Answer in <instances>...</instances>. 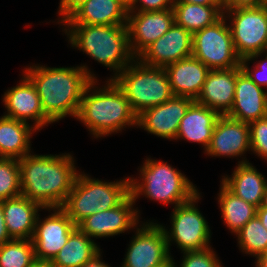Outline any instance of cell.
I'll return each mask as SVG.
<instances>
[{
	"label": "cell",
	"instance_id": "1",
	"mask_svg": "<svg viewBox=\"0 0 267 267\" xmlns=\"http://www.w3.org/2000/svg\"><path fill=\"white\" fill-rule=\"evenodd\" d=\"M72 156L29 153L18 159L21 195L45 210L62 207L79 173Z\"/></svg>",
	"mask_w": 267,
	"mask_h": 267
},
{
	"label": "cell",
	"instance_id": "2",
	"mask_svg": "<svg viewBox=\"0 0 267 267\" xmlns=\"http://www.w3.org/2000/svg\"><path fill=\"white\" fill-rule=\"evenodd\" d=\"M23 73L36 87L44 114L53 123L68 115L76 118L85 89L97 80L86 65L51 68L35 64Z\"/></svg>",
	"mask_w": 267,
	"mask_h": 267
},
{
	"label": "cell",
	"instance_id": "3",
	"mask_svg": "<svg viewBox=\"0 0 267 267\" xmlns=\"http://www.w3.org/2000/svg\"><path fill=\"white\" fill-rule=\"evenodd\" d=\"M106 82L102 88L96 87L98 80L90 82L76 116L94 138L117 134L126 126H137V114L122 89L114 80Z\"/></svg>",
	"mask_w": 267,
	"mask_h": 267
},
{
	"label": "cell",
	"instance_id": "4",
	"mask_svg": "<svg viewBox=\"0 0 267 267\" xmlns=\"http://www.w3.org/2000/svg\"><path fill=\"white\" fill-rule=\"evenodd\" d=\"M72 47L113 70V80L136 57L131 52L127 25L62 24Z\"/></svg>",
	"mask_w": 267,
	"mask_h": 267
},
{
	"label": "cell",
	"instance_id": "5",
	"mask_svg": "<svg viewBox=\"0 0 267 267\" xmlns=\"http://www.w3.org/2000/svg\"><path fill=\"white\" fill-rule=\"evenodd\" d=\"M139 173L140 180L130 177V195L134 202L143 195L176 207L189 201L199 191L186 175L174 169L167 161L147 158Z\"/></svg>",
	"mask_w": 267,
	"mask_h": 267
},
{
	"label": "cell",
	"instance_id": "6",
	"mask_svg": "<svg viewBox=\"0 0 267 267\" xmlns=\"http://www.w3.org/2000/svg\"><path fill=\"white\" fill-rule=\"evenodd\" d=\"M130 195V177L115 182L92 179L79 172L61 207L77 226L86 217L120 205Z\"/></svg>",
	"mask_w": 267,
	"mask_h": 267
},
{
	"label": "cell",
	"instance_id": "7",
	"mask_svg": "<svg viewBox=\"0 0 267 267\" xmlns=\"http://www.w3.org/2000/svg\"><path fill=\"white\" fill-rule=\"evenodd\" d=\"M113 80L122 89L137 115L174 96L165 68L145 65L137 58Z\"/></svg>",
	"mask_w": 267,
	"mask_h": 267
},
{
	"label": "cell",
	"instance_id": "8",
	"mask_svg": "<svg viewBox=\"0 0 267 267\" xmlns=\"http://www.w3.org/2000/svg\"><path fill=\"white\" fill-rule=\"evenodd\" d=\"M223 15L230 20L228 24L236 54L241 59H258L267 47V4L224 9Z\"/></svg>",
	"mask_w": 267,
	"mask_h": 267
},
{
	"label": "cell",
	"instance_id": "9",
	"mask_svg": "<svg viewBox=\"0 0 267 267\" xmlns=\"http://www.w3.org/2000/svg\"><path fill=\"white\" fill-rule=\"evenodd\" d=\"M200 194L198 192L186 203L173 208L170 231L163 226L169 253L173 241L182 251L181 253L203 250L211 246L210 227L196 206L200 200Z\"/></svg>",
	"mask_w": 267,
	"mask_h": 267
},
{
	"label": "cell",
	"instance_id": "10",
	"mask_svg": "<svg viewBox=\"0 0 267 267\" xmlns=\"http://www.w3.org/2000/svg\"><path fill=\"white\" fill-rule=\"evenodd\" d=\"M192 56L210 70L241 67L232 33L224 15L214 24L193 34Z\"/></svg>",
	"mask_w": 267,
	"mask_h": 267
},
{
	"label": "cell",
	"instance_id": "11",
	"mask_svg": "<svg viewBox=\"0 0 267 267\" xmlns=\"http://www.w3.org/2000/svg\"><path fill=\"white\" fill-rule=\"evenodd\" d=\"M142 224L136 227L121 267H161L173 258L163 226L152 221Z\"/></svg>",
	"mask_w": 267,
	"mask_h": 267
},
{
	"label": "cell",
	"instance_id": "12",
	"mask_svg": "<svg viewBox=\"0 0 267 267\" xmlns=\"http://www.w3.org/2000/svg\"><path fill=\"white\" fill-rule=\"evenodd\" d=\"M47 210L49 212L53 210V213L43 220L38 214L31 239L38 262H50L77 228L61 207L47 208Z\"/></svg>",
	"mask_w": 267,
	"mask_h": 267
},
{
	"label": "cell",
	"instance_id": "13",
	"mask_svg": "<svg viewBox=\"0 0 267 267\" xmlns=\"http://www.w3.org/2000/svg\"><path fill=\"white\" fill-rule=\"evenodd\" d=\"M135 204L132 196L129 195L117 207L96 212L82 220L77 227L92 240L93 237L105 238L136 229L139 224L140 211L133 208Z\"/></svg>",
	"mask_w": 267,
	"mask_h": 267
},
{
	"label": "cell",
	"instance_id": "14",
	"mask_svg": "<svg viewBox=\"0 0 267 267\" xmlns=\"http://www.w3.org/2000/svg\"><path fill=\"white\" fill-rule=\"evenodd\" d=\"M175 23L173 8L162 11H128L127 28L131 52L137 58Z\"/></svg>",
	"mask_w": 267,
	"mask_h": 267
},
{
	"label": "cell",
	"instance_id": "15",
	"mask_svg": "<svg viewBox=\"0 0 267 267\" xmlns=\"http://www.w3.org/2000/svg\"><path fill=\"white\" fill-rule=\"evenodd\" d=\"M193 99L173 96L163 104L147 108L137 115V128L160 138L175 140L180 122Z\"/></svg>",
	"mask_w": 267,
	"mask_h": 267
},
{
	"label": "cell",
	"instance_id": "16",
	"mask_svg": "<svg viewBox=\"0 0 267 267\" xmlns=\"http://www.w3.org/2000/svg\"><path fill=\"white\" fill-rule=\"evenodd\" d=\"M22 76L19 84L8 89L3 95V103L7 110L4 116L25 123H29L27 122L29 120H34L33 127L39 131L53 122L44 114L40 97L34 84L24 73Z\"/></svg>",
	"mask_w": 267,
	"mask_h": 267
},
{
	"label": "cell",
	"instance_id": "17",
	"mask_svg": "<svg viewBox=\"0 0 267 267\" xmlns=\"http://www.w3.org/2000/svg\"><path fill=\"white\" fill-rule=\"evenodd\" d=\"M193 35L175 23L159 39L149 45L138 57L148 66L165 68L181 59L192 56Z\"/></svg>",
	"mask_w": 267,
	"mask_h": 267
},
{
	"label": "cell",
	"instance_id": "18",
	"mask_svg": "<svg viewBox=\"0 0 267 267\" xmlns=\"http://www.w3.org/2000/svg\"><path fill=\"white\" fill-rule=\"evenodd\" d=\"M249 123L220 115L205 154L214 157H241L250 151Z\"/></svg>",
	"mask_w": 267,
	"mask_h": 267
},
{
	"label": "cell",
	"instance_id": "19",
	"mask_svg": "<svg viewBox=\"0 0 267 267\" xmlns=\"http://www.w3.org/2000/svg\"><path fill=\"white\" fill-rule=\"evenodd\" d=\"M263 89L237 67L234 103L226 115L245 123L267 116V91Z\"/></svg>",
	"mask_w": 267,
	"mask_h": 267
},
{
	"label": "cell",
	"instance_id": "20",
	"mask_svg": "<svg viewBox=\"0 0 267 267\" xmlns=\"http://www.w3.org/2000/svg\"><path fill=\"white\" fill-rule=\"evenodd\" d=\"M236 77L237 67L210 70L196 102L217 111L220 115H226L234 103Z\"/></svg>",
	"mask_w": 267,
	"mask_h": 267
},
{
	"label": "cell",
	"instance_id": "21",
	"mask_svg": "<svg viewBox=\"0 0 267 267\" xmlns=\"http://www.w3.org/2000/svg\"><path fill=\"white\" fill-rule=\"evenodd\" d=\"M174 96L196 101L210 69L194 56L181 59L165 67Z\"/></svg>",
	"mask_w": 267,
	"mask_h": 267
},
{
	"label": "cell",
	"instance_id": "22",
	"mask_svg": "<svg viewBox=\"0 0 267 267\" xmlns=\"http://www.w3.org/2000/svg\"><path fill=\"white\" fill-rule=\"evenodd\" d=\"M127 18L122 0H87L63 24L127 25Z\"/></svg>",
	"mask_w": 267,
	"mask_h": 267
},
{
	"label": "cell",
	"instance_id": "23",
	"mask_svg": "<svg viewBox=\"0 0 267 267\" xmlns=\"http://www.w3.org/2000/svg\"><path fill=\"white\" fill-rule=\"evenodd\" d=\"M238 161L232 176H222V182L232 193L259 208L267 189V180L248 160Z\"/></svg>",
	"mask_w": 267,
	"mask_h": 267
},
{
	"label": "cell",
	"instance_id": "24",
	"mask_svg": "<svg viewBox=\"0 0 267 267\" xmlns=\"http://www.w3.org/2000/svg\"><path fill=\"white\" fill-rule=\"evenodd\" d=\"M43 208L20 195L3 200L4 220L12 239H32L38 212Z\"/></svg>",
	"mask_w": 267,
	"mask_h": 267
},
{
	"label": "cell",
	"instance_id": "25",
	"mask_svg": "<svg viewBox=\"0 0 267 267\" xmlns=\"http://www.w3.org/2000/svg\"><path fill=\"white\" fill-rule=\"evenodd\" d=\"M220 114L194 101L182 118L177 132V139H184L203 145L206 150Z\"/></svg>",
	"mask_w": 267,
	"mask_h": 267
},
{
	"label": "cell",
	"instance_id": "26",
	"mask_svg": "<svg viewBox=\"0 0 267 267\" xmlns=\"http://www.w3.org/2000/svg\"><path fill=\"white\" fill-rule=\"evenodd\" d=\"M35 131L31 124L1 116L0 157L20 159L32 152L30 139Z\"/></svg>",
	"mask_w": 267,
	"mask_h": 267
},
{
	"label": "cell",
	"instance_id": "27",
	"mask_svg": "<svg viewBox=\"0 0 267 267\" xmlns=\"http://www.w3.org/2000/svg\"><path fill=\"white\" fill-rule=\"evenodd\" d=\"M101 252L100 247L78 227L49 262L53 267H81Z\"/></svg>",
	"mask_w": 267,
	"mask_h": 267
},
{
	"label": "cell",
	"instance_id": "28",
	"mask_svg": "<svg viewBox=\"0 0 267 267\" xmlns=\"http://www.w3.org/2000/svg\"><path fill=\"white\" fill-rule=\"evenodd\" d=\"M175 24L188 30L192 35L214 24L223 16L220 5H199L173 2Z\"/></svg>",
	"mask_w": 267,
	"mask_h": 267
},
{
	"label": "cell",
	"instance_id": "29",
	"mask_svg": "<svg viewBox=\"0 0 267 267\" xmlns=\"http://www.w3.org/2000/svg\"><path fill=\"white\" fill-rule=\"evenodd\" d=\"M218 193V204L227 228L236 234L249 220L254 218L257 207L232 193L222 182Z\"/></svg>",
	"mask_w": 267,
	"mask_h": 267
},
{
	"label": "cell",
	"instance_id": "30",
	"mask_svg": "<svg viewBox=\"0 0 267 267\" xmlns=\"http://www.w3.org/2000/svg\"><path fill=\"white\" fill-rule=\"evenodd\" d=\"M36 262L31 239H12L0 246V267H32Z\"/></svg>",
	"mask_w": 267,
	"mask_h": 267
},
{
	"label": "cell",
	"instance_id": "31",
	"mask_svg": "<svg viewBox=\"0 0 267 267\" xmlns=\"http://www.w3.org/2000/svg\"><path fill=\"white\" fill-rule=\"evenodd\" d=\"M235 235L241 252L257 258L267 250V229L255 216L249 220Z\"/></svg>",
	"mask_w": 267,
	"mask_h": 267
},
{
	"label": "cell",
	"instance_id": "32",
	"mask_svg": "<svg viewBox=\"0 0 267 267\" xmlns=\"http://www.w3.org/2000/svg\"><path fill=\"white\" fill-rule=\"evenodd\" d=\"M21 195L19 161L0 157V201Z\"/></svg>",
	"mask_w": 267,
	"mask_h": 267
},
{
	"label": "cell",
	"instance_id": "33",
	"mask_svg": "<svg viewBox=\"0 0 267 267\" xmlns=\"http://www.w3.org/2000/svg\"><path fill=\"white\" fill-rule=\"evenodd\" d=\"M251 151L267 161V116L249 123Z\"/></svg>",
	"mask_w": 267,
	"mask_h": 267
},
{
	"label": "cell",
	"instance_id": "34",
	"mask_svg": "<svg viewBox=\"0 0 267 267\" xmlns=\"http://www.w3.org/2000/svg\"><path fill=\"white\" fill-rule=\"evenodd\" d=\"M183 254L180 267H223L211 246L203 250L184 252ZM173 262L174 267H177L174 259Z\"/></svg>",
	"mask_w": 267,
	"mask_h": 267
},
{
	"label": "cell",
	"instance_id": "35",
	"mask_svg": "<svg viewBox=\"0 0 267 267\" xmlns=\"http://www.w3.org/2000/svg\"><path fill=\"white\" fill-rule=\"evenodd\" d=\"M264 56H266L265 59L258 61L252 69L249 67L251 61L247 58L241 59L240 65L241 69L248 75V77L261 88H267V54Z\"/></svg>",
	"mask_w": 267,
	"mask_h": 267
},
{
	"label": "cell",
	"instance_id": "36",
	"mask_svg": "<svg viewBox=\"0 0 267 267\" xmlns=\"http://www.w3.org/2000/svg\"><path fill=\"white\" fill-rule=\"evenodd\" d=\"M173 5V0H131L127 4V9L128 11L139 12L162 11L172 8Z\"/></svg>",
	"mask_w": 267,
	"mask_h": 267
},
{
	"label": "cell",
	"instance_id": "37",
	"mask_svg": "<svg viewBox=\"0 0 267 267\" xmlns=\"http://www.w3.org/2000/svg\"><path fill=\"white\" fill-rule=\"evenodd\" d=\"M86 1L87 0H60L58 15L62 17L58 19V24H63Z\"/></svg>",
	"mask_w": 267,
	"mask_h": 267
},
{
	"label": "cell",
	"instance_id": "38",
	"mask_svg": "<svg viewBox=\"0 0 267 267\" xmlns=\"http://www.w3.org/2000/svg\"><path fill=\"white\" fill-rule=\"evenodd\" d=\"M267 4L265 0H228L224 9L257 7Z\"/></svg>",
	"mask_w": 267,
	"mask_h": 267
},
{
	"label": "cell",
	"instance_id": "39",
	"mask_svg": "<svg viewBox=\"0 0 267 267\" xmlns=\"http://www.w3.org/2000/svg\"><path fill=\"white\" fill-rule=\"evenodd\" d=\"M10 240H12V238L10 237L7 231L6 223L4 220L3 200H2L0 201V246Z\"/></svg>",
	"mask_w": 267,
	"mask_h": 267
},
{
	"label": "cell",
	"instance_id": "40",
	"mask_svg": "<svg viewBox=\"0 0 267 267\" xmlns=\"http://www.w3.org/2000/svg\"><path fill=\"white\" fill-rule=\"evenodd\" d=\"M100 252L97 256H95L91 261L87 262L81 267H111L108 264H105V262L102 261V256Z\"/></svg>",
	"mask_w": 267,
	"mask_h": 267
},
{
	"label": "cell",
	"instance_id": "41",
	"mask_svg": "<svg viewBox=\"0 0 267 267\" xmlns=\"http://www.w3.org/2000/svg\"><path fill=\"white\" fill-rule=\"evenodd\" d=\"M173 2L199 4V5H219L215 0H173Z\"/></svg>",
	"mask_w": 267,
	"mask_h": 267
},
{
	"label": "cell",
	"instance_id": "42",
	"mask_svg": "<svg viewBox=\"0 0 267 267\" xmlns=\"http://www.w3.org/2000/svg\"><path fill=\"white\" fill-rule=\"evenodd\" d=\"M256 216L260 219L261 224L267 229V208H257Z\"/></svg>",
	"mask_w": 267,
	"mask_h": 267
},
{
	"label": "cell",
	"instance_id": "43",
	"mask_svg": "<svg viewBox=\"0 0 267 267\" xmlns=\"http://www.w3.org/2000/svg\"><path fill=\"white\" fill-rule=\"evenodd\" d=\"M256 262L262 267H267V250L257 258Z\"/></svg>",
	"mask_w": 267,
	"mask_h": 267
},
{
	"label": "cell",
	"instance_id": "44",
	"mask_svg": "<svg viewBox=\"0 0 267 267\" xmlns=\"http://www.w3.org/2000/svg\"><path fill=\"white\" fill-rule=\"evenodd\" d=\"M32 267H53L49 262H36Z\"/></svg>",
	"mask_w": 267,
	"mask_h": 267
},
{
	"label": "cell",
	"instance_id": "45",
	"mask_svg": "<svg viewBox=\"0 0 267 267\" xmlns=\"http://www.w3.org/2000/svg\"><path fill=\"white\" fill-rule=\"evenodd\" d=\"M260 207H265V208H267V189H266L265 194H264V196H263L262 204H261Z\"/></svg>",
	"mask_w": 267,
	"mask_h": 267
},
{
	"label": "cell",
	"instance_id": "46",
	"mask_svg": "<svg viewBox=\"0 0 267 267\" xmlns=\"http://www.w3.org/2000/svg\"><path fill=\"white\" fill-rule=\"evenodd\" d=\"M228 0H217V3L224 9Z\"/></svg>",
	"mask_w": 267,
	"mask_h": 267
},
{
	"label": "cell",
	"instance_id": "47",
	"mask_svg": "<svg viewBox=\"0 0 267 267\" xmlns=\"http://www.w3.org/2000/svg\"><path fill=\"white\" fill-rule=\"evenodd\" d=\"M161 267H174V262H173V258L164 266Z\"/></svg>",
	"mask_w": 267,
	"mask_h": 267
},
{
	"label": "cell",
	"instance_id": "48",
	"mask_svg": "<svg viewBox=\"0 0 267 267\" xmlns=\"http://www.w3.org/2000/svg\"><path fill=\"white\" fill-rule=\"evenodd\" d=\"M125 4H128L131 0H122Z\"/></svg>",
	"mask_w": 267,
	"mask_h": 267
},
{
	"label": "cell",
	"instance_id": "49",
	"mask_svg": "<svg viewBox=\"0 0 267 267\" xmlns=\"http://www.w3.org/2000/svg\"><path fill=\"white\" fill-rule=\"evenodd\" d=\"M255 265H256V267H262V266L259 265L256 261H255Z\"/></svg>",
	"mask_w": 267,
	"mask_h": 267
},
{
	"label": "cell",
	"instance_id": "50",
	"mask_svg": "<svg viewBox=\"0 0 267 267\" xmlns=\"http://www.w3.org/2000/svg\"><path fill=\"white\" fill-rule=\"evenodd\" d=\"M264 53L267 54V47L265 48Z\"/></svg>",
	"mask_w": 267,
	"mask_h": 267
}]
</instances>
